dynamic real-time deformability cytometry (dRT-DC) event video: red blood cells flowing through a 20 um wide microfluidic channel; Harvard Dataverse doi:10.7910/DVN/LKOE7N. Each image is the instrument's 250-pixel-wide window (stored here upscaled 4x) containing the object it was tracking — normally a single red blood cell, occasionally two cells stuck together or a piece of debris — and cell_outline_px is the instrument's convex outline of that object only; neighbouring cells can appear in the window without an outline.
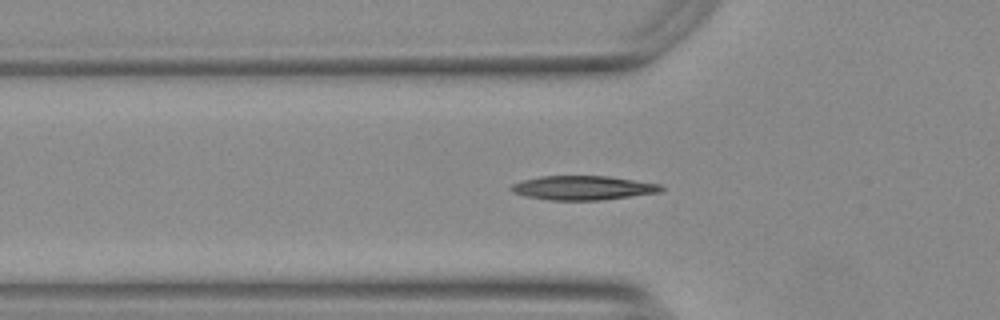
{"species": "Egyptian fruit bat (a non-hibernating species)", "species_latin": "Rousettus aegyptiacus", "temperature_condition": "warm", "stored_images_in_passage": 41, "camera_frame_rate_fps": 3000, "um_per_image_px": 0.085, "animal": {"sex": "female"}, "frame": {"image": 1, "passage_image": 10, "time_ms": 3.0, "image_size_px": [1000, 320], "cell_outline_px": [[664, 188], [660, 192], [600, 200], [548, 200], [528, 196], [512, 192], [508, 188], [512, 184], [524, 180], [540, 176], [608, 176], [660, 184]], "centroid_in_image_um": [49.53, 15.96], "position_along_channel_um": 76.3, "area_um2": 20.92}}
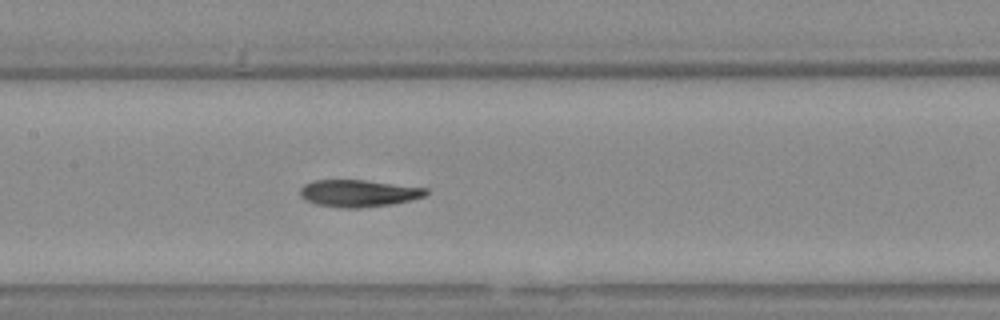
{"frame": {"image": 2, "passage_image": 18, "time_ms": 5.667, "image_size_px": [1000, 320], "cell_outline_px": [[428, 196], [392, 204], [360, 208], [340, 208], [316, 204], [304, 200], [300, 196], [300, 188], [304, 184], [316, 180], [364, 180], [428, 188]], "centroid_in_image_um": [30.48, 16.43], "position_along_channel_um": 176.9, "area_um2": 20.0}}
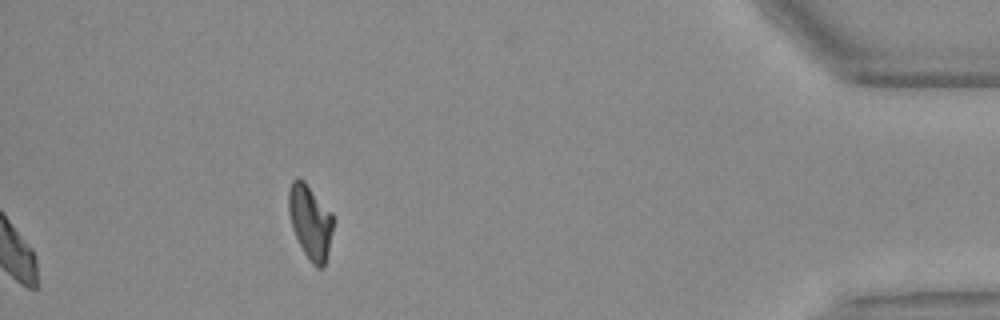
{"frame": {"image": 3, "passage_image": 41, "time_ms": 13.333, "image_size_px": [1000, 320], "cell_outline_px": [[336, 220], [324, 264], [320, 268], [316, 268], [312, 264], [304, 252], [292, 228], [288, 212], [288, 192], [292, 180], [304, 180], [332, 212]], "centroid_in_image_um": [26.39, 18.84], "position_along_channel_um": 408.8, "area_um2": 19.31}, "authors_computed_cell_mechanics": {"area_um2": 19.941, "velocity_mm_per_s": 3.7433, "shape_relaxation_time_tau1_ms": 9.3546, "shape_relaxation_time_tau2_ms": 3.6455, "deformation_change_tau1": 0.2664, "deformation_change_tau2": 0.0907}}